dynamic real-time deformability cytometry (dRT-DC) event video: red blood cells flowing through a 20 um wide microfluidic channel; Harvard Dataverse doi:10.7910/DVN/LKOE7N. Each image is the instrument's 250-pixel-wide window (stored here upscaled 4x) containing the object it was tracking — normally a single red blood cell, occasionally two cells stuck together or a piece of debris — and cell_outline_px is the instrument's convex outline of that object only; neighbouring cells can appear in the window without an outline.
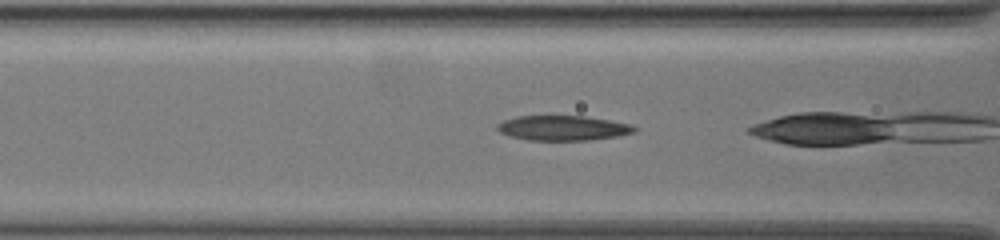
{"species": "common noctule bat (a hibernating species)", "species_latin": "Nyctalus noctula", "temperature_condition": "warm", "stored_images_in_passage": 27, "camera_frame_rate_fps": 3000, "um_per_image_px": 0.085, "animal": {"sex": "female", "body_mass_g": 19.5, "forearm_length_mm": 54.1}, "frame": {"image": 1, "passage_image": 26, "time_ms": 8.333, "image_size_px": [1000, 240], "cell_outline_px": [[636, 132], [616, 136], [588, 140], [528, 140], [508, 136], [500, 132], [496, 128], [496, 124], [504, 120], [516, 116], [584, 116], [632, 124], [636, 128]], "centroid_in_image_um": [47.81, 10.88], "position_along_channel_um": 118.8, "area_um2": 19.88}}